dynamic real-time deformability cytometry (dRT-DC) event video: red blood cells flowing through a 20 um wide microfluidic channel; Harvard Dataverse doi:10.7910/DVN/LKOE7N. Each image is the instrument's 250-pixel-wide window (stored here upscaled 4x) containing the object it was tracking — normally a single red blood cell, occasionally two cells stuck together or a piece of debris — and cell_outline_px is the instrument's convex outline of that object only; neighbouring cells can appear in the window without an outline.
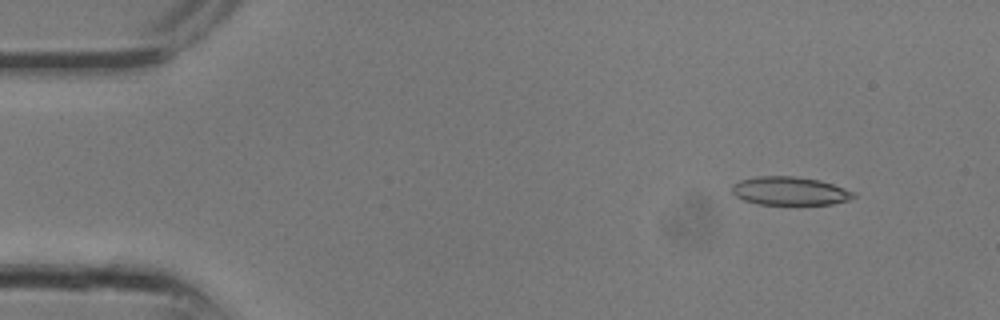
{"species": "common noctule bat (a hibernating species)", "species_latin": "Nyctalus noctula", "temperature_condition": "room temperature", "stored_images_in_passage": 9, "camera_frame_rate_fps": 3000, "um_per_image_px": 0.085, "animal": {"sex": "male", "body_mass_g": 13.3}, "frame": {"image": 1, "passage_image": 2, "time_ms": 0.333, "image_size_px": [1000, 320], "cell_outline_px": [[856, 196], [848, 200], [832, 204], [760, 204], [744, 200], [736, 196], [732, 192], [732, 184], [740, 180], [760, 176], [796, 176], [820, 180], [856, 192]], "centroid_in_image_um": [67.15, 16.22], "position_along_channel_um": 17.9, "area_um2": 20.06}}
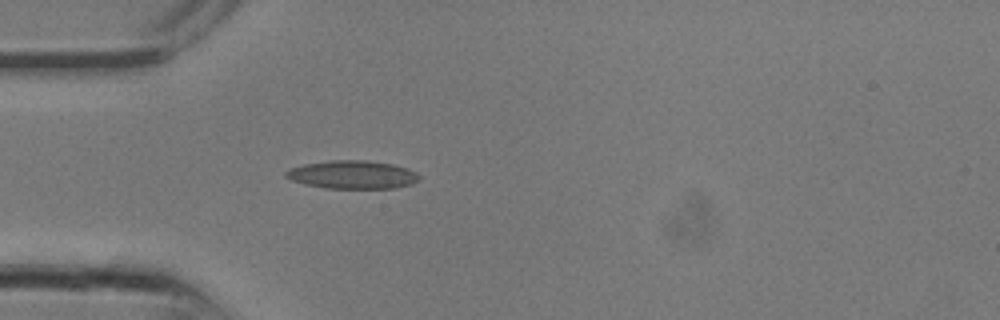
{"frame": {"image": 2, "passage_image": 7, "time_ms": 2.0, "image_size_px": [1000, 320], "cell_outline_px": [[420, 180], [412, 184], [396, 188], [324, 188], [304, 184], [292, 180], [284, 176], [284, 172], [288, 168], [304, 164], [328, 160], [364, 160], [392, 164], [408, 168], [416, 172], [420, 176]], "centroid_in_image_um": [29.95, 14.84], "position_along_channel_um": 55.1, "area_um2": 22.14}}
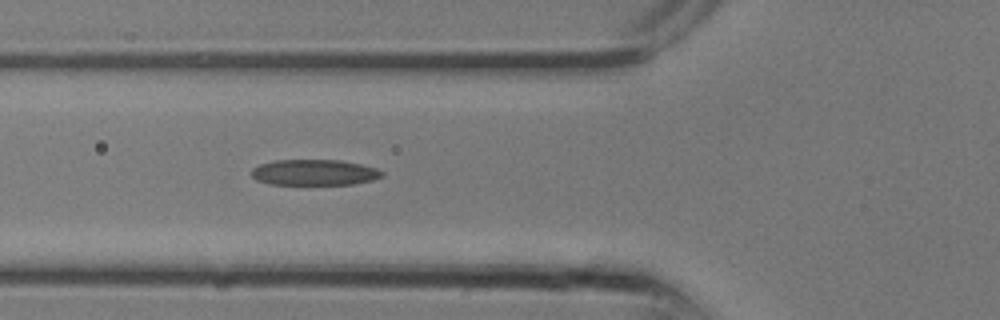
{"frame": {"image": 3, "passage_image": 9, "time_ms": 2.667, "image_size_px": [1000, 320], "cell_outline_px": [[384, 176], [372, 180], [352, 184], [272, 184], [256, 180], [252, 176], [252, 168], [260, 164], [276, 160], [340, 160], [360, 164], [376, 168], [384, 172]], "centroid_in_image_um": [26.73, 14.65], "position_along_channel_um": 99.1, "area_um2": 19.54}}